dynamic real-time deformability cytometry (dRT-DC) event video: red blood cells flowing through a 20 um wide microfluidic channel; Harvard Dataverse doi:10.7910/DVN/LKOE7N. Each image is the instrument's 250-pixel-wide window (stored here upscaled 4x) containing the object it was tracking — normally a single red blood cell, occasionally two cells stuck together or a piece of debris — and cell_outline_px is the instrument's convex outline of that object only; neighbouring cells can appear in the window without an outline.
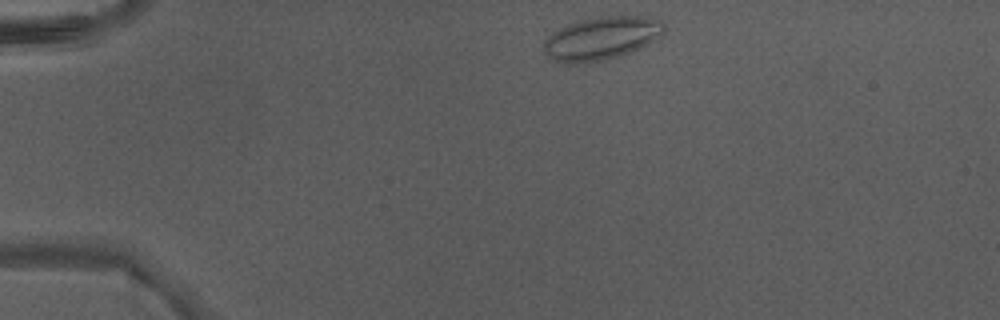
{"species": "Egyptian fruit bat (a non-hibernating species)", "species_latin": "Rousettus aegyptiacus", "temperature_condition": "warm", "stored_images_in_passage": 38, "camera_frame_rate_fps": 3000, "um_per_image_px": 0.085, "animal": {"sex": "male"}, "frame": {"image": 1, "passage_image": 1, "time_ms": 0.0, "image_size_px": [1000, 320], "cell_outline_px": [[664, 36], [632, 52], [620, 56], [584, 64], [568, 64], [556, 60], [548, 56], [544, 52], [544, 40], [552, 32], [568, 24], [580, 20], [608, 16], [640, 16], [660, 20], [664, 24]], "centroid_in_image_um": [51.15, 3.27], "position_along_channel_um": 33.9, "area_um2": 30.35}}
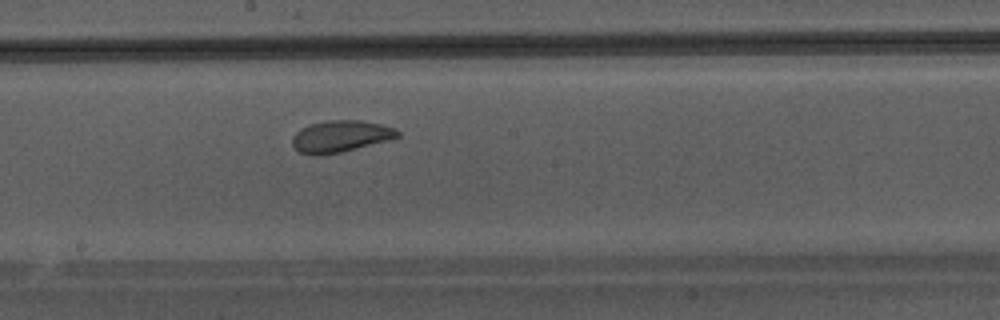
{"frame": {"image": 2, "passage_image": 18, "time_ms": 5.667, "image_size_px": [1000, 320], "cell_outline_px": [[400, 136], [388, 140], [340, 152], [320, 156], [312, 156], [300, 152], [292, 144], [292, 136], [300, 128], [308, 124], [328, 120], [360, 120], [380, 124], [396, 128], [400, 132]], "centroid_in_image_um": [28.91, 11.58], "position_along_channel_um": 219.3, "area_um2": 19.54}}
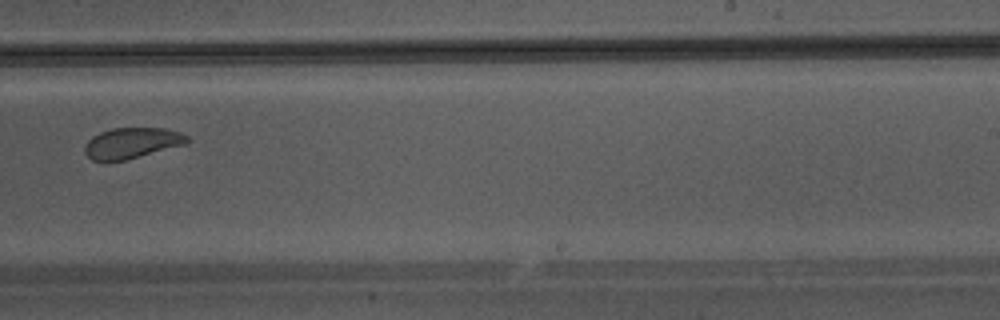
{"frame": {"image": 3, "passage_image": 22, "time_ms": 7.0, "image_size_px": [1000, 320], "cell_outline_px": [[192, 140], [184, 144], [124, 160], [92, 160], [84, 152], [84, 144], [92, 136], [100, 132], [112, 128], [164, 128], [180, 132], [188, 136]], "centroid_in_image_um": [11.19, 12.13], "position_along_channel_um": 277.8, "area_um2": 18.15}}